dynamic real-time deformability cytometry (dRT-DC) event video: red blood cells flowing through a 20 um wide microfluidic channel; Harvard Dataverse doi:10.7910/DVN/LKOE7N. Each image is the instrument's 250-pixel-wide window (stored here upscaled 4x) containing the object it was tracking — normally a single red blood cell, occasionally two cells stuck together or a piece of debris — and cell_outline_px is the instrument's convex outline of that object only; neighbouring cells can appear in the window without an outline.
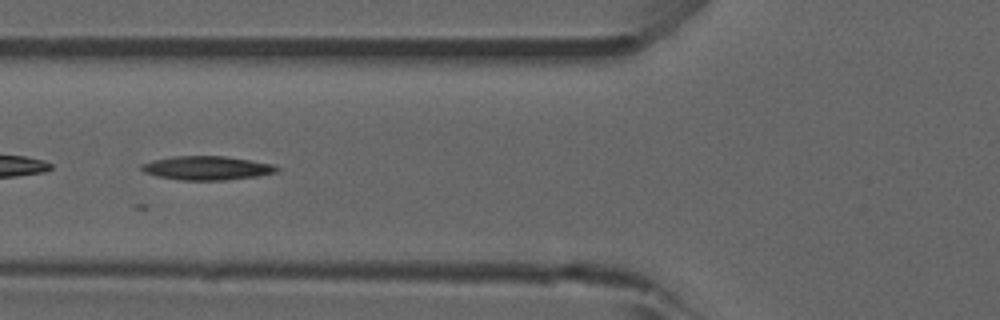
{"species": "common noctule bat (a hibernating species)", "species_latin": "Nyctalus noctula", "temperature_condition": "room temperature", "stored_images_in_passage": 27, "camera_frame_rate_fps": 3000, "um_per_image_px": 0.085, "animal": {"sex": "male", "forearm_length_mm": 52.5}, "frame": {"image": 1, "passage_image": 5, "time_ms": 1.333, "image_size_px": [1000, 320], "cell_outline_px": [[280, 168], [276, 172], [260, 176], [224, 180], [180, 180], [156, 176], [144, 172], [140, 168], [140, 164], [152, 160], [172, 156], [224, 156], [252, 160], [272, 164]], "centroid_in_image_um": [17.57, 14.28], "position_along_channel_um": 108.2, "area_um2": 18.96}}